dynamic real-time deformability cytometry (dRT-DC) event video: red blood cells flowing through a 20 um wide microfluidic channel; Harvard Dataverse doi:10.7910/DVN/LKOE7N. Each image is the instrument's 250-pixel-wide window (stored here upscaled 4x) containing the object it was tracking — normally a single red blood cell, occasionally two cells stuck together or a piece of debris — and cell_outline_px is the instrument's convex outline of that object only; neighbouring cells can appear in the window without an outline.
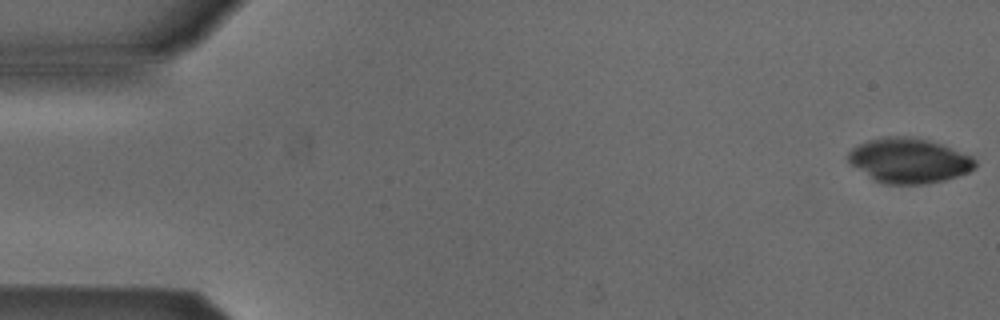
{"species": "Egyptian fruit bat (a non-hibernating species)", "species_latin": "Rousettus aegyptiacus", "temperature_condition": "cold", "stored_images_in_passage": 52, "camera_frame_rate_fps": 3000, "um_per_image_px": 0.085, "animal": {"sex": "male"}, "frame": {"image": 1, "passage_image": 1, "time_ms": 0.0, "image_size_px": [1000, 320], "cell_outline_px": [[976, 168], [968, 172], [944, 180], [928, 184], [884, 184], [872, 180], [852, 164], [848, 160], [848, 152], [852, 148], [868, 140], [884, 136], [908, 136], [928, 140], [940, 144], [972, 156], [976, 160]], "centroid_in_image_um": [77.26, 13.66], "position_along_channel_um": 7.7, "area_um2": 33.18}}
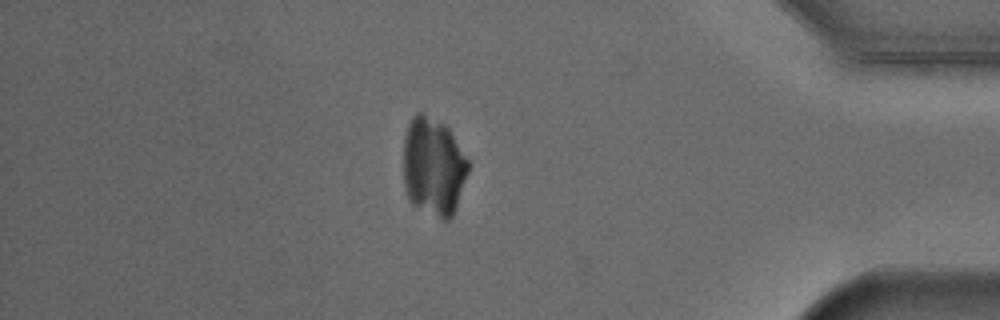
{"frame": {"image": 2, "passage_image": 45, "time_ms": 14.667, "image_size_px": [1000, 320], "cell_outline_px": [[468, 172], [456, 208], [452, 216], [448, 220], [444, 220], [412, 204], [408, 200], [404, 184], [404, 140], [408, 124], [412, 116], [416, 112], [420, 112], [448, 128], [468, 160]], "centroid_in_image_um": [36.82, 14.18], "position_along_channel_um": 398.4, "area_um2": 36.76}}
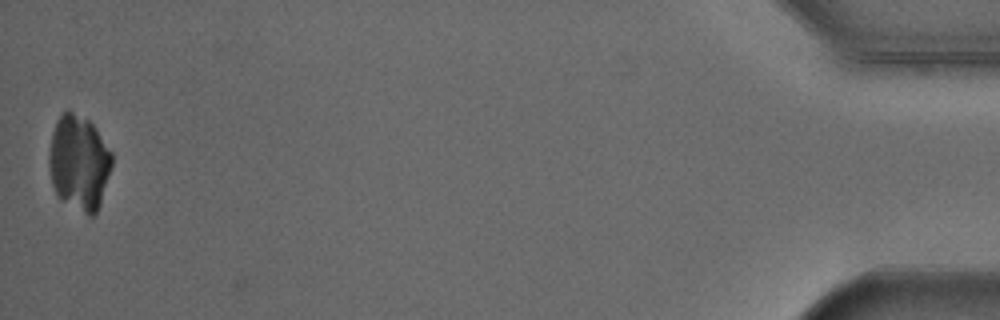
{"frame": {"image": 3, "passage_image": 52, "time_ms": 17.0, "image_size_px": [1000, 320], "cell_outline_px": [[112, 168], [100, 204], [96, 212], [92, 216], [88, 216], [60, 200], [52, 184], [48, 164], [48, 156], [52, 132], [56, 120], [68, 108], [88, 120], [96, 128], [112, 152]], "centroid_in_image_um": [6.71, 13.82], "position_along_channel_um": 428.5, "area_um2": 35.26}}